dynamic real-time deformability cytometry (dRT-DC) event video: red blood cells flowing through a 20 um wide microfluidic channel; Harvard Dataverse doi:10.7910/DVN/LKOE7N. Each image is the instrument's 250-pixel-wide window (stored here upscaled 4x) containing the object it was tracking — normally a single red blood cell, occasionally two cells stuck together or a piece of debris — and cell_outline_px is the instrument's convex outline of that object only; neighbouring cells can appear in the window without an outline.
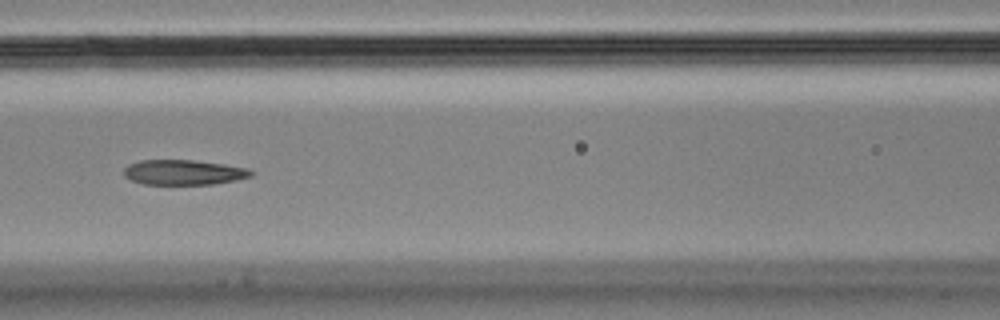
{"species": "Egyptian fruit bat (a non-hibernating species)", "species_latin": "Rousettus aegyptiacus", "temperature_condition": "cold", "stored_images_in_passage": 8, "camera_frame_rate_fps": 3000, "um_per_image_px": 0.085, "animal": {"sex": "male"}, "frame": {"image": 1, "passage_image": 7, "time_ms": 2.0, "image_size_px": [1000, 320], "cell_outline_px": [[256, 172], [252, 176], [236, 180], [212, 184], [144, 184], [132, 180], [124, 176], [124, 168], [128, 164], [140, 160], [192, 160], [224, 164], [248, 168]], "centroid_in_image_um": [15.63, 14.64], "position_along_channel_um": 151.0, "area_um2": 18.61}}
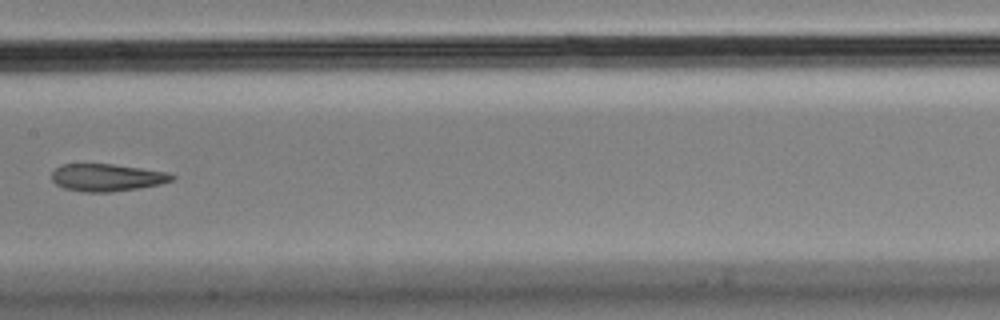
{"frame": {"image": 2, "passage_image": 8, "time_ms": 2.333, "image_size_px": [1000, 320], "cell_outline_px": [[176, 176], [172, 180], [160, 184], [140, 188], [112, 192], [84, 192], [64, 188], [56, 184], [52, 180], [52, 172], [60, 164], [112, 164], [140, 168], [164, 172]], "centroid_in_image_um": [9.05, 15.09], "position_along_channel_um": 198.3, "area_um2": 19.07}}